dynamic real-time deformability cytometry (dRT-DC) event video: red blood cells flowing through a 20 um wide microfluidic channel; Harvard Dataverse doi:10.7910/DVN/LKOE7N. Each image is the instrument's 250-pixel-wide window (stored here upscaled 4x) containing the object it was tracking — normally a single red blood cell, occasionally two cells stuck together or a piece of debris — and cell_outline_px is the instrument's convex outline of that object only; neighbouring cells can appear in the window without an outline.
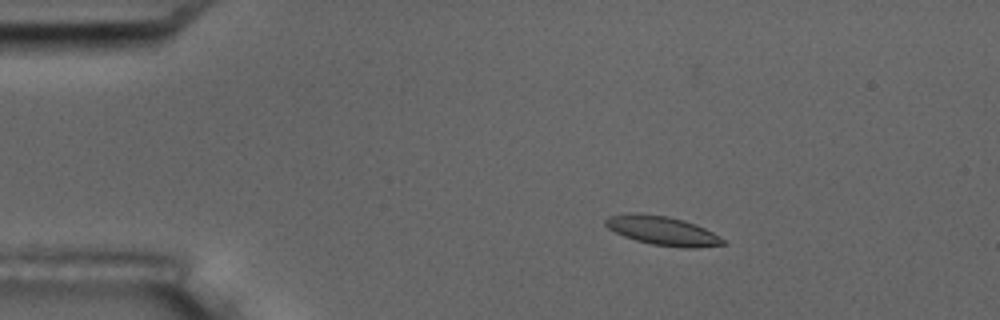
{"species": "common noctule bat (a hibernating species)", "species_latin": "Nyctalus noctula", "temperature_condition": "room temperature", "stored_images_in_passage": 5, "camera_frame_rate_fps": 3000, "um_per_image_px": 0.085, "animal": {"sex": "male", "body_mass_g": 17.5, "forearm_length_mm": 52.3}, "frame": {"image": 1, "passage_image": 3, "time_ms": 2.333, "image_size_px": [1000, 320], "cell_outline_px": [[724, 244], [692, 248], [688, 248], [652, 244], [636, 240], [624, 236], [608, 228], [604, 224], [604, 220], [608, 216], [628, 212], [668, 216], [684, 220], [696, 224], [712, 232], [724, 240]], "centroid_in_image_um": [56.26, 19.59], "position_along_channel_um": 28.7, "area_um2": 19.65}}